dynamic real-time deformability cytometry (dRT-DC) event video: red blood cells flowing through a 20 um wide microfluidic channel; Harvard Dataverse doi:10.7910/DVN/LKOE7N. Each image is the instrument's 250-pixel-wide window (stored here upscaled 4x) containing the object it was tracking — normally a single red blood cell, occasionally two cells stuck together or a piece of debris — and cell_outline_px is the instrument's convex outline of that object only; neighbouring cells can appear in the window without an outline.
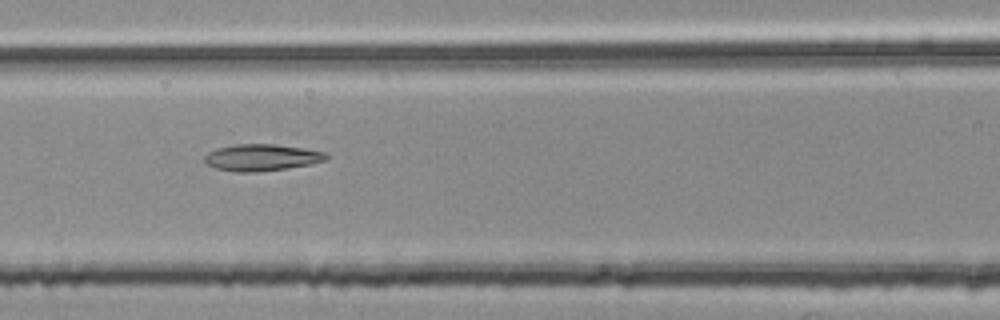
{"species": "common noctule bat (a hibernating species)", "species_latin": "Nyctalus noctula", "temperature_condition": "room temperature", "stored_images_in_passage": 7, "camera_frame_rate_fps": 3000, "um_per_image_px": 0.085, "animal": {"sex": "female", "body_mass_g": 25.1}, "frame": {"image": 1, "passage_image": 7, "time_ms": 2.0, "image_size_px": [1000, 320], "cell_outline_px": [[332, 156], [324, 160], [312, 164], [256, 172], [236, 172], [216, 168], [208, 164], [204, 160], [204, 156], [208, 152], [216, 148], [236, 144], [276, 144], [304, 148], [328, 152]], "centroid_in_image_um": [22.28, 13.37], "position_along_channel_um": 144.3, "area_um2": 19.02}}